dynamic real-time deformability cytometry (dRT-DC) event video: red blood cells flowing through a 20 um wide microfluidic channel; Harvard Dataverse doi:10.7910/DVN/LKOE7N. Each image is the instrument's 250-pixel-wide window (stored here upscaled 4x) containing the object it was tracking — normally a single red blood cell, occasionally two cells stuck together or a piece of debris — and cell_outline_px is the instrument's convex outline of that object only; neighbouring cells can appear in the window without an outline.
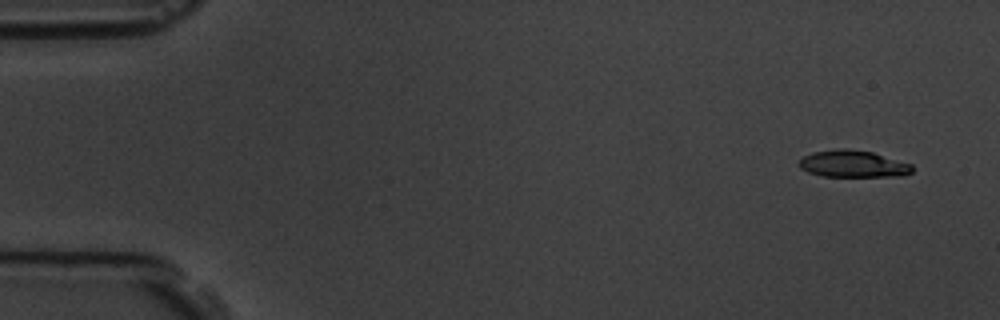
{"species": "common noctule bat (a hibernating species)", "species_latin": "Nyctalus noctula", "temperature_condition": "room temperature", "stored_images_in_passage": 10, "camera_frame_rate_fps": 3000, "um_per_image_px": 0.085, "animal": {"sex": "male", "body_mass_g": 19.5, "forearm_length_mm": 54.6}, "frame": {"image": 1, "passage_image": 2, "time_ms": 1.0, "image_size_px": [1000, 320], "cell_outline_px": [[912, 172], [904, 176], [820, 176], [808, 172], [800, 168], [796, 164], [804, 156], [812, 152], [836, 148], [848, 148], [872, 152], [912, 164]], "centroid_in_image_um": [72.47, 13.92], "position_along_channel_um": 12.5, "area_um2": 17.92}}
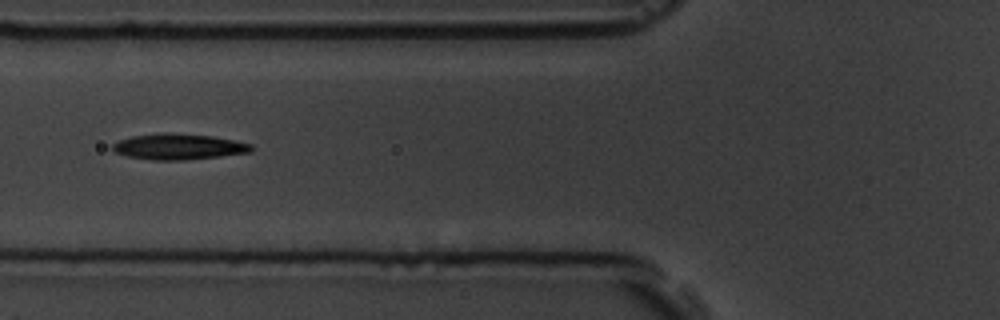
{"frame": {"image": 2, "passage_image": 7, "time_ms": 7.0, "image_size_px": [1000, 320], "cell_outline_px": [[252, 152], [220, 156], [184, 160], [156, 160], [128, 156], [116, 152], [112, 148], [112, 144], [120, 140], [132, 136], [160, 132], [168, 132], [212, 136], [252, 144]], "centroid_in_image_um": [15.18, 12.46], "position_along_channel_um": 110.6, "area_um2": 20.75}}
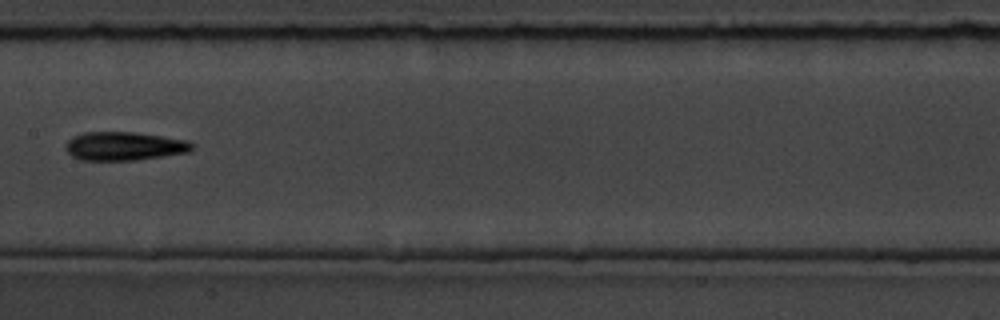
{"frame": {"image": 3, "passage_image": 9, "time_ms": 9.333, "image_size_px": [1000, 320], "cell_outline_px": [[196, 144], [192, 152], [136, 160], [80, 160], [72, 156], [64, 148], [68, 140], [72, 136], [84, 132], [136, 132], [188, 140]], "centroid_in_image_um": [10.6, 12.42], "position_along_channel_um": 196.8, "area_um2": 21.39}}